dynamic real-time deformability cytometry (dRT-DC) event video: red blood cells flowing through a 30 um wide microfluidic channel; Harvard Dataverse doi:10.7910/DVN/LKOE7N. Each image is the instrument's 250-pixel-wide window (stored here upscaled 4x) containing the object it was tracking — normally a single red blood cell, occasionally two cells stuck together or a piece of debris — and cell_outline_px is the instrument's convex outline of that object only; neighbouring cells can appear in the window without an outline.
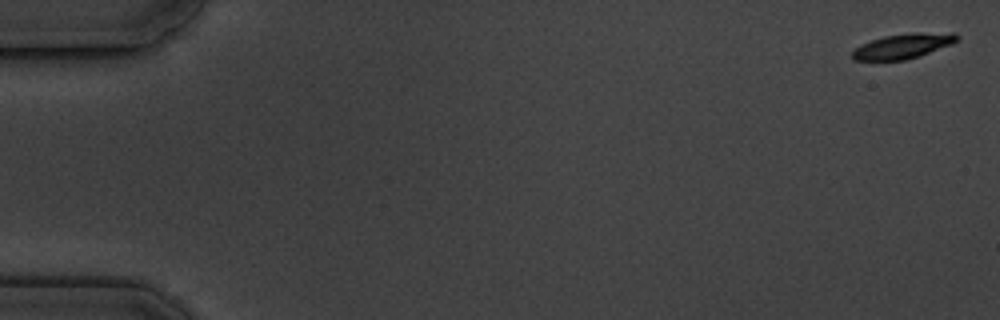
{"species": "common noctule bat (a hibernating species)", "species_latin": "Nyctalus noctula", "temperature_condition": "cold", "stored_images_in_passage": 5, "camera_frame_rate_fps": 3000, "um_per_image_px": 0.085, "animal": {"sex": "male", "body_mass_g": 19.5, "forearm_length_mm": 54.6}, "frame": {"image": 1, "passage_image": 5, "time_ms": 4.667, "image_size_px": [1000, 320], "cell_outline_px": [[960, 40], [952, 44], [920, 56], [904, 60], [852, 60], [852, 52], [860, 44], [884, 36], [908, 32], [956, 32], [960, 36]], "centroid_in_image_um": [76.83, 3.89], "position_along_channel_um": 8.2, "area_um2": 15.55}}